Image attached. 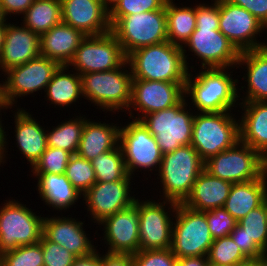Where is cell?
Wrapping results in <instances>:
<instances>
[{
    "label": "cell",
    "instance_id": "1",
    "mask_svg": "<svg viewBox=\"0 0 267 266\" xmlns=\"http://www.w3.org/2000/svg\"><path fill=\"white\" fill-rule=\"evenodd\" d=\"M229 69L231 67L202 68L194 77L191 72L188 73L184 97H191L189 99L192 100V107H195V110L223 112L231 111L236 104L239 105L238 101L241 95L238 94L240 88L237 83L239 80L233 79L232 72H228Z\"/></svg>",
    "mask_w": 267,
    "mask_h": 266
},
{
    "label": "cell",
    "instance_id": "2",
    "mask_svg": "<svg viewBox=\"0 0 267 266\" xmlns=\"http://www.w3.org/2000/svg\"><path fill=\"white\" fill-rule=\"evenodd\" d=\"M133 79L186 83L189 70L181 46L165 41L127 56Z\"/></svg>",
    "mask_w": 267,
    "mask_h": 266
},
{
    "label": "cell",
    "instance_id": "3",
    "mask_svg": "<svg viewBox=\"0 0 267 266\" xmlns=\"http://www.w3.org/2000/svg\"><path fill=\"white\" fill-rule=\"evenodd\" d=\"M203 170L204 161L192 145H183L163 154L157 173L163 187L161 200L183 203Z\"/></svg>",
    "mask_w": 267,
    "mask_h": 266
},
{
    "label": "cell",
    "instance_id": "4",
    "mask_svg": "<svg viewBox=\"0 0 267 266\" xmlns=\"http://www.w3.org/2000/svg\"><path fill=\"white\" fill-rule=\"evenodd\" d=\"M81 79L83 97L103 112L128 110L133 77L127 60L119 68L85 73Z\"/></svg>",
    "mask_w": 267,
    "mask_h": 266
},
{
    "label": "cell",
    "instance_id": "5",
    "mask_svg": "<svg viewBox=\"0 0 267 266\" xmlns=\"http://www.w3.org/2000/svg\"><path fill=\"white\" fill-rule=\"evenodd\" d=\"M231 111L196 112L191 145L205 162L240 141L239 119Z\"/></svg>",
    "mask_w": 267,
    "mask_h": 266
},
{
    "label": "cell",
    "instance_id": "6",
    "mask_svg": "<svg viewBox=\"0 0 267 266\" xmlns=\"http://www.w3.org/2000/svg\"><path fill=\"white\" fill-rule=\"evenodd\" d=\"M109 22L126 57L139 48L168 41L165 10L109 18Z\"/></svg>",
    "mask_w": 267,
    "mask_h": 266
},
{
    "label": "cell",
    "instance_id": "7",
    "mask_svg": "<svg viewBox=\"0 0 267 266\" xmlns=\"http://www.w3.org/2000/svg\"><path fill=\"white\" fill-rule=\"evenodd\" d=\"M184 97L177 105L145 115L141 121L155 136L162 154L180 146L191 145L194 114L187 110ZM189 111V112H188Z\"/></svg>",
    "mask_w": 267,
    "mask_h": 266
},
{
    "label": "cell",
    "instance_id": "8",
    "mask_svg": "<svg viewBox=\"0 0 267 266\" xmlns=\"http://www.w3.org/2000/svg\"><path fill=\"white\" fill-rule=\"evenodd\" d=\"M204 170L231 183L256 180L267 172L266 159L241 141L207 159Z\"/></svg>",
    "mask_w": 267,
    "mask_h": 266
},
{
    "label": "cell",
    "instance_id": "9",
    "mask_svg": "<svg viewBox=\"0 0 267 266\" xmlns=\"http://www.w3.org/2000/svg\"><path fill=\"white\" fill-rule=\"evenodd\" d=\"M172 226L171 251L179 258L206 256L214 241L203 211L178 203Z\"/></svg>",
    "mask_w": 267,
    "mask_h": 266
},
{
    "label": "cell",
    "instance_id": "10",
    "mask_svg": "<svg viewBox=\"0 0 267 266\" xmlns=\"http://www.w3.org/2000/svg\"><path fill=\"white\" fill-rule=\"evenodd\" d=\"M43 220L32 209L15 199L0 208V254L38 243L43 234Z\"/></svg>",
    "mask_w": 267,
    "mask_h": 266
},
{
    "label": "cell",
    "instance_id": "11",
    "mask_svg": "<svg viewBox=\"0 0 267 266\" xmlns=\"http://www.w3.org/2000/svg\"><path fill=\"white\" fill-rule=\"evenodd\" d=\"M60 64L44 56H38L25 64L13 67L4 73L2 101L7 110L17 103L18 97L46 89Z\"/></svg>",
    "mask_w": 267,
    "mask_h": 266
},
{
    "label": "cell",
    "instance_id": "12",
    "mask_svg": "<svg viewBox=\"0 0 267 266\" xmlns=\"http://www.w3.org/2000/svg\"><path fill=\"white\" fill-rule=\"evenodd\" d=\"M126 60L121 44L109 31L101 35L86 36L67 66L69 69L73 66L81 76L85 73L114 70Z\"/></svg>",
    "mask_w": 267,
    "mask_h": 266
},
{
    "label": "cell",
    "instance_id": "13",
    "mask_svg": "<svg viewBox=\"0 0 267 266\" xmlns=\"http://www.w3.org/2000/svg\"><path fill=\"white\" fill-rule=\"evenodd\" d=\"M127 125L120 126L119 146L123 152L125 166L132 177L137 169L144 168L157 172L162 162V156L155 136L141 120L132 119ZM152 168V169H151Z\"/></svg>",
    "mask_w": 267,
    "mask_h": 266
},
{
    "label": "cell",
    "instance_id": "14",
    "mask_svg": "<svg viewBox=\"0 0 267 266\" xmlns=\"http://www.w3.org/2000/svg\"><path fill=\"white\" fill-rule=\"evenodd\" d=\"M157 202L138 199L140 251L171 247L172 220H174L173 214H175L178 203L170 200H163V202L157 200ZM166 206L168 210L172 209L173 213L168 211Z\"/></svg>",
    "mask_w": 267,
    "mask_h": 266
},
{
    "label": "cell",
    "instance_id": "15",
    "mask_svg": "<svg viewBox=\"0 0 267 266\" xmlns=\"http://www.w3.org/2000/svg\"><path fill=\"white\" fill-rule=\"evenodd\" d=\"M188 47L201 61L202 68H235L239 60L240 52L229 39L219 31V28H196L190 38L181 47L186 66L190 71L187 56ZM190 48V49H189ZM189 65V66H188Z\"/></svg>",
    "mask_w": 267,
    "mask_h": 266
},
{
    "label": "cell",
    "instance_id": "16",
    "mask_svg": "<svg viewBox=\"0 0 267 266\" xmlns=\"http://www.w3.org/2000/svg\"><path fill=\"white\" fill-rule=\"evenodd\" d=\"M184 94L185 83L132 79L131 100L127 110L130 113L129 118L141 120L149 113L177 105L184 98ZM134 110L141 114L136 113L138 117H134Z\"/></svg>",
    "mask_w": 267,
    "mask_h": 266
},
{
    "label": "cell",
    "instance_id": "17",
    "mask_svg": "<svg viewBox=\"0 0 267 266\" xmlns=\"http://www.w3.org/2000/svg\"><path fill=\"white\" fill-rule=\"evenodd\" d=\"M265 26L246 9L227 0H219V31L239 52L262 48L264 42L256 37Z\"/></svg>",
    "mask_w": 267,
    "mask_h": 266
},
{
    "label": "cell",
    "instance_id": "18",
    "mask_svg": "<svg viewBox=\"0 0 267 266\" xmlns=\"http://www.w3.org/2000/svg\"><path fill=\"white\" fill-rule=\"evenodd\" d=\"M98 225L104 227V239L110 253L135 254L140 251L138 197L135 203L113 215L105 217Z\"/></svg>",
    "mask_w": 267,
    "mask_h": 266
},
{
    "label": "cell",
    "instance_id": "19",
    "mask_svg": "<svg viewBox=\"0 0 267 266\" xmlns=\"http://www.w3.org/2000/svg\"><path fill=\"white\" fill-rule=\"evenodd\" d=\"M130 181L96 182L83 194L91 220L100 223L105 217L132 206L137 198L131 196Z\"/></svg>",
    "mask_w": 267,
    "mask_h": 266
},
{
    "label": "cell",
    "instance_id": "20",
    "mask_svg": "<svg viewBox=\"0 0 267 266\" xmlns=\"http://www.w3.org/2000/svg\"><path fill=\"white\" fill-rule=\"evenodd\" d=\"M62 22L86 36L111 31L109 11L101 0H61Z\"/></svg>",
    "mask_w": 267,
    "mask_h": 266
},
{
    "label": "cell",
    "instance_id": "21",
    "mask_svg": "<svg viewBox=\"0 0 267 266\" xmlns=\"http://www.w3.org/2000/svg\"><path fill=\"white\" fill-rule=\"evenodd\" d=\"M72 217H44L43 236L67 249L76 257H85L97 249L83 228L82 221ZM92 242V243H91Z\"/></svg>",
    "mask_w": 267,
    "mask_h": 266
},
{
    "label": "cell",
    "instance_id": "22",
    "mask_svg": "<svg viewBox=\"0 0 267 266\" xmlns=\"http://www.w3.org/2000/svg\"><path fill=\"white\" fill-rule=\"evenodd\" d=\"M6 23V35L0 55V71L25 64L40 56V36L24 25Z\"/></svg>",
    "mask_w": 267,
    "mask_h": 266
},
{
    "label": "cell",
    "instance_id": "23",
    "mask_svg": "<svg viewBox=\"0 0 267 266\" xmlns=\"http://www.w3.org/2000/svg\"><path fill=\"white\" fill-rule=\"evenodd\" d=\"M85 37L80 30L61 22L40 35V54L60 65H68Z\"/></svg>",
    "mask_w": 267,
    "mask_h": 266
},
{
    "label": "cell",
    "instance_id": "24",
    "mask_svg": "<svg viewBox=\"0 0 267 266\" xmlns=\"http://www.w3.org/2000/svg\"><path fill=\"white\" fill-rule=\"evenodd\" d=\"M13 115L16 147L32 167L48 147L47 130L35 120L33 115L31 116L23 108L17 109Z\"/></svg>",
    "mask_w": 267,
    "mask_h": 266
},
{
    "label": "cell",
    "instance_id": "25",
    "mask_svg": "<svg viewBox=\"0 0 267 266\" xmlns=\"http://www.w3.org/2000/svg\"><path fill=\"white\" fill-rule=\"evenodd\" d=\"M233 183L214 177L203 170L193 184L192 191L182 203L195 211H207L224 206Z\"/></svg>",
    "mask_w": 267,
    "mask_h": 266
},
{
    "label": "cell",
    "instance_id": "26",
    "mask_svg": "<svg viewBox=\"0 0 267 266\" xmlns=\"http://www.w3.org/2000/svg\"><path fill=\"white\" fill-rule=\"evenodd\" d=\"M240 141L267 159V102H240Z\"/></svg>",
    "mask_w": 267,
    "mask_h": 266
},
{
    "label": "cell",
    "instance_id": "27",
    "mask_svg": "<svg viewBox=\"0 0 267 266\" xmlns=\"http://www.w3.org/2000/svg\"><path fill=\"white\" fill-rule=\"evenodd\" d=\"M245 64L247 89L242 102H267V49L258 48L240 52L237 68ZM239 65V66H238ZM247 75V76H246ZM247 94V95H246ZM244 98V99H243Z\"/></svg>",
    "mask_w": 267,
    "mask_h": 266
},
{
    "label": "cell",
    "instance_id": "28",
    "mask_svg": "<svg viewBox=\"0 0 267 266\" xmlns=\"http://www.w3.org/2000/svg\"><path fill=\"white\" fill-rule=\"evenodd\" d=\"M267 172L259 179L233 183L223 208L238 222L262 205L267 196Z\"/></svg>",
    "mask_w": 267,
    "mask_h": 266
},
{
    "label": "cell",
    "instance_id": "29",
    "mask_svg": "<svg viewBox=\"0 0 267 266\" xmlns=\"http://www.w3.org/2000/svg\"><path fill=\"white\" fill-rule=\"evenodd\" d=\"M113 124L86 119L76 154L91 161L99 154L115 149L119 145L120 126Z\"/></svg>",
    "mask_w": 267,
    "mask_h": 266
},
{
    "label": "cell",
    "instance_id": "30",
    "mask_svg": "<svg viewBox=\"0 0 267 266\" xmlns=\"http://www.w3.org/2000/svg\"><path fill=\"white\" fill-rule=\"evenodd\" d=\"M38 179L40 199L55 210L69 209L81 199L82 193L68 180L65 174L33 173ZM42 197V198H41Z\"/></svg>",
    "mask_w": 267,
    "mask_h": 266
},
{
    "label": "cell",
    "instance_id": "31",
    "mask_svg": "<svg viewBox=\"0 0 267 266\" xmlns=\"http://www.w3.org/2000/svg\"><path fill=\"white\" fill-rule=\"evenodd\" d=\"M68 68L67 65H60L46 86L45 96L55 107H68L75 104L79 97H83L81 76L77 72H68Z\"/></svg>",
    "mask_w": 267,
    "mask_h": 266
},
{
    "label": "cell",
    "instance_id": "32",
    "mask_svg": "<svg viewBox=\"0 0 267 266\" xmlns=\"http://www.w3.org/2000/svg\"><path fill=\"white\" fill-rule=\"evenodd\" d=\"M173 0L165 4L167 40L183 46L196 29V6L179 7Z\"/></svg>",
    "mask_w": 267,
    "mask_h": 266
},
{
    "label": "cell",
    "instance_id": "33",
    "mask_svg": "<svg viewBox=\"0 0 267 266\" xmlns=\"http://www.w3.org/2000/svg\"><path fill=\"white\" fill-rule=\"evenodd\" d=\"M22 18L23 25L40 36L62 22L61 0H34Z\"/></svg>",
    "mask_w": 267,
    "mask_h": 266
},
{
    "label": "cell",
    "instance_id": "34",
    "mask_svg": "<svg viewBox=\"0 0 267 266\" xmlns=\"http://www.w3.org/2000/svg\"><path fill=\"white\" fill-rule=\"evenodd\" d=\"M84 116V118H83ZM69 118V121L61 122L51 131L47 130V146L64 149L69 153L76 154L79 146L82 132L87 119L85 115Z\"/></svg>",
    "mask_w": 267,
    "mask_h": 266
},
{
    "label": "cell",
    "instance_id": "35",
    "mask_svg": "<svg viewBox=\"0 0 267 266\" xmlns=\"http://www.w3.org/2000/svg\"><path fill=\"white\" fill-rule=\"evenodd\" d=\"M96 175V182L131 180L125 166L123 152L118 145L115 149L99 154L91 160Z\"/></svg>",
    "mask_w": 267,
    "mask_h": 266
},
{
    "label": "cell",
    "instance_id": "36",
    "mask_svg": "<svg viewBox=\"0 0 267 266\" xmlns=\"http://www.w3.org/2000/svg\"><path fill=\"white\" fill-rule=\"evenodd\" d=\"M244 228L250 243H256L264 252L267 251V202L251 210L237 222Z\"/></svg>",
    "mask_w": 267,
    "mask_h": 266
},
{
    "label": "cell",
    "instance_id": "37",
    "mask_svg": "<svg viewBox=\"0 0 267 266\" xmlns=\"http://www.w3.org/2000/svg\"><path fill=\"white\" fill-rule=\"evenodd\" d=\"M65 175L82 195L96 183V175L91 161L78 154L71 155Z\"/></svg>",
    "mask_w": 267,
    "mask_h": 266
},
{
    "label": "cell",
    "instance_id": "38",
    "mask_svg": "<svg viewBox=\"0 0 267 266\" xmlns=\"http://www.w3.org/2000/svg\"><path fill=\"white\" fill-rule=\"evenodd\" d=\"M209 264L238 265L248 258L240 251L231 236L214 239L207 255Z\"/></svg>",
    "mask_w": 267,
    "mask_h": 266
},
{
    "label": "cell",
    "instance_id": "39",
    "mask_svg": "<svg viewBox=\"0 0 267 266\" xmlns=\"http://www.w3.org/2000/svg\"><path fill=\"white\" fill-rule=\"evenodd\" d=\"M0 258L1 266H44L40 242L6 251Z\"/></svg>",
    "mask_w": 267,
    "mask_h": 266
},
{
    "label": "cell",
    "instance_id": "40",
    "mask_svg": "<svg viewBox=\"0 0 267 266\" xmlns=\"http://www.w3.org/2000/svg\"><path fill=\"white\" fill-rule=\"evenodd\" d=\"M71 153L64 149L48 146L31 167L32 173L65 174Z\"/></svg>",
    "mask_w": 267,
    "mask_h": 266
},
{
    "label": "cell",
    "instance_id": "41",
    "mask_svg": "<svg viewBox=\"0 0 267 266\" xmlns=\"http://www.w3.org/2000/svg\"><path fill=\"white\" fill-rule=\"evenodd\" d=\"M167 0H120L109 10V18L124 16L147 11L165 10Z\"/></svg>",
    "mask_w": 267,
    "mask_h": 266
},
{
    "label": "cell",
    "instance_id": "42",
    "mask_svg": "<svg viewBox=\"0 0 267 266\" xmlns=\"http://www.w3.org/2000/svg\"><path fill=\"white\" fill-rule=\"evenodd\" d=\"M213 239L229 236L237 221L223 207L203 211Z\"/></svg>",
    "mask_w": 267,
    "mask_h": 266
},
{
    "label": "cell",
    "instance_id": "43",
    "mask_svg": "<svg viewBox=\"0 0 267 266\" xmlns=\"http://www.w3.org/2000/svg\"><path fill=\"white\" fill-rule=\"evenodd\" d=\"M133 266H176L177 257L170 248L142 250L132 254Z\"/></svg>",
    "mask_w": 267,
    "mask_h": 266
},
{
    "label": "cell",
    "instance_id": "44",
    "mask_svg": "<svg viewBox=\"0 0 267 266\" xmlns=\"http://www.w3.org/2000/svg\"><path fill=\"white\" fill-rule=\"evenodd\" d=\"M39 242L42 247L44 266H72L77 258L64 247L47 240L43 235Z\"/></svg>",
    "mask_w": 267,
    "mask_h": 266
},
{
    "label": "cell",
    "instance_id": "45",
    "mask_svg": "<svg viewBox=\"0 0 267 266\" xmlns=\"http://www.w3.org/2000/svg\"><path fill=\"white\" fill-rule=\"evenodd\" d=\"M196 4V28H219V0Z\"/></svg>",
    "mask_w": 267,
    "mask_h": 266
},
{
    "label": "cell",
    "instance_id": "46",
    "mask_svg": "<svg viewBox=\"0 0 267 266\" xmlns=\"http://www.w3.org/2000/svg\"><path fill=\"white\" fill-rule=\"evenodd\" d=\"M230 236L236 243L240 251L248 259L260 258L261 255L264 253V251L256 243H250L248 236L244 232V228L241 227L238 223L231 231Z\"/></svg>",
    "mask_w": 267,
    "mask_h": 266
},
{
    "label": "cell",
    "instance_id": "47",
    "mask_svg": "<svg viewBox=\"0 0 267 266\" xmlns=\"http://www.w3.org/2000/svg\"><path fill=\"white\" fill-rule=\"evenodd\" d=\"M240 6L255 16L264 26L267 25V0H227Z\"/></svg>",
    "mask_w": 267,
    "mask_h": 266
},
{
    "label": "cell",
    "instance_id": "48",
    "mask_svg": "<svg viewBox=\"0 0 267 266\" xmlns=\"http://www.w3.org/2000/svg\"><path fill=\"white\" fill-rule=\"evenodd\" d=\"M33 2L34 0H0V6L4 16L10 15L9 17H11V14H24Z\"/></svg>",
    "mask_w": 267,
    "mask_h": 266
},
{
    "label": "cell",
    "instance_id": "49",
    "mask_svg": "<svg viewBox=\"0 0 267 266\" xmlns=\"http://www.w3.org/2000/svg\"><path fill=\"white\" fill-rule=\"evenodd\" d=\"M101 266H133L132 254L106 252L101 255Z\"/></svg>",
    "mask_w": 267,
    "mask_h": 266
},
{
    "label": "cell",
    "instance_id": "50",
    "mask_svg": "<svg viewBox=\"0 0 267 266\" xmlns=\"http://www.w3.org/2000/svg\"><path fill=\"white\" fill-rule=\"evenodd\" d=\"M97 251L85 257H77L72 266H101V254Z\"/></svg>",
    "mask_w": 267,
    "mask_h": 266
},
{
    "label": "cell",
    "instance_id": "51",
    "mask_svg": "<svg viewBox=\"0 0 267 266\" xmlns=\"http://www.w3.org/2000/svg\"><path fill=\"white\" fill-rule=\"evenodd\" d=\"M176 266H209L206 256L183 257L177 259Z\"/></svg>",
    "mask_w": 267,
    "mask_h": 266
},
{
    "label": "cell",
    "instance_id": "52",
    "mask_svg": "<svg viewBox=\"0 0 267 266\" xmlns=\"http://www.w3.org/2000/svg\"><path fill=\"white\" fill-rule=\"evenodd\" d=\"M0 115H2L1 111H0ZM1 122L2 121H1V118H0V165L1 164L4 165V163H5L4 160H6L5 159V157H6L5 155L8 152V151H6L7 150L6 146L8 145L6 140L8 138L6 137L7 135H6V132L4 131L5 128H3V126H2L3 124Z\"/></svg>",
    "mask_w": 267,
    "mask_h": 266
},
{
    "label": "cell",
    "instance_id": "53",
    "mask_svg": "<svg viewBox=\"0 0 267 266\" xmlns=\"http://www.w3.org/2000/svg\"><path fill=\"white\" fill-rule=\"evenodd\" d=\"M5 35H6V22L4 24H0V55L3 49Z\"/></svg>",
    "mask_w": 267,
    "mask_h": 266
},
{
    "label": "cell",
    "instance_id": "54",
    "mask_svg": "<svg viewBox=\"0 0 267 266\" xmlns=\"http://www.w3.org/2000/svg\"><path fill=\"white\" fill-rule=\"evenodd\" d=\"M238 266H262L260 258L257 259H248L245 262L239 263Z\"/></svg>",
    "mask_w": 267,
    "mask_h": 266
},
{
    "label": "cell",
    "instance_id": "55",
    "mask_svg": "<svg viewBox=\"0 0 267 266\" xmlns=\"http://www.w3.org/2000/svg\"><path fill=\"white\" fill-rule=\"evenodd\" d=\"M105 8L109 11L111 10L116 3H118L120 0H101ZM110 5V6H109Z\"/></svg>",
    "mask_w": 267,
    "mask_h": 266
},
{
    "label": "cell",
    "instance_id": "56",
    "mask_svg": "<svg viewBox=\"0 0 267 266\" xmlns=\"http://www.w3.org/2000/svg\"><path fill=\"white\" fill-rule=\"evenodd\" d=\"M260 262L262 266H267V251L261 255Z\"/></svg>",
    "mask_w": 267,
    "mask_h": 266
},
{
    "label": "cell",
    "instance_id": "57",
    "mask_svg": "<svg viewBox=\"0 0 267 266\" xmlns=\"http://www.w3.org/2000/svg\"><path fill=\"white\" fill-rule=\"evenodd\" d=\"M3 109V111L6 109L4 104H3V101H2V85L0 83V111Z\"/></svg>",
    "mask_w": 267,
    "mask_h": 266
},
{
    "label": "cell",
    "instance_id": "58",
    "mask_svg": "<svg viewBox=\"0 0 267 266\" xmlns=\"http://www.w3.org/2000/svg\"><path fill=\"white\" fill-rule=\"evenodd\" d=\"M7 18L4 16L2 8L0 6V24H4L6 22Z\"/></svg>",
    "mask_w": 267,
    "mask_h": 266
},
{
    "label": "cell",
    "instance_id": "59",
    "mask_svg": "<svg viewBox=\"0 0 267 266\" xmlns=\"http://www.w3.org/2000/svg\"><path fill=\"white\" fill-rule=\"evenodd\" d=\"M209 266H222V265H217V264H209ZM227 266H238V265H227Z\"/></svg>",
    "mask_w": 267,
    "mask_h": 266
},
{
    "label": "cell",
    "instance_id": "60",
    "mask_svg": "<svg viewBox=\"0 0 267 266\" xmlns=\"http://www.w3.org/2000/svg\"><path fill=\"white\" fill-rule=\"evenodd\" d=\"M267 28V25L265 26V29ZM263 48H265V49H267V43L265 44H263Z\"/></svg>",
    "mask_w": 267,
    "mask_h": 266
}]
</instances>
